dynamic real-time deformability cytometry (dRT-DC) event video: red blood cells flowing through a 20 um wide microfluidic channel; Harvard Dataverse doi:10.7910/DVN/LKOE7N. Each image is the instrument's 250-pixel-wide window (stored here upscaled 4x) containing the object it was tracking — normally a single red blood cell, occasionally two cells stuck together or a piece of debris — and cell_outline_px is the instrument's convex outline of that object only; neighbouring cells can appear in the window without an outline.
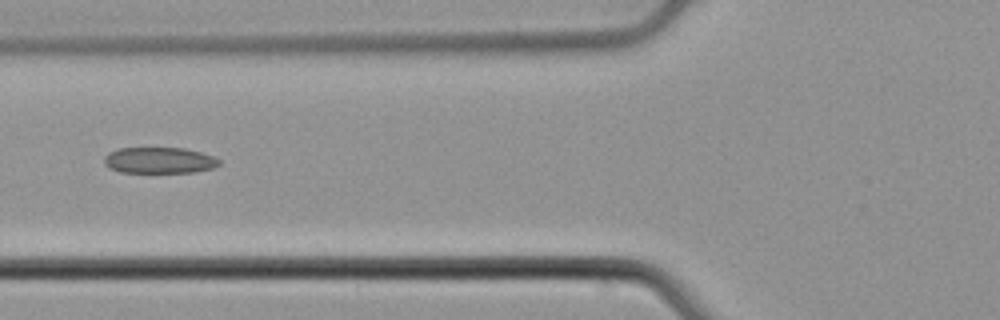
{"species": "common noctule bat (a hibernating species)", "species_latin": "Nyctalus noctula", "temperature_condition": "cold", "stored_images_in_passage": 5, "camera_frame_rate_fps": 3000, "um_per_image_px": 0.085, "animal": {"sex": "male", "body_mass_g": 21.5, "forearm_length_mm": 52.0}, "frame": {"image": 1, "passage_image": 4, "time_ms": 1.0, "image_size_px": [1000, 320], "cell_outline_px": [[220, 164], [212, 168], [192, 172], [120, 172], [108, 168], [104, 164], [104, 156], [108, 152], [120, 148], [184, 148], [200, 152], [212, 156], [220, 160]], "centroid_in_image_um": [13.49, 13.62], "position_along_channel_um": 112.3, "area_um2": 17.46}}
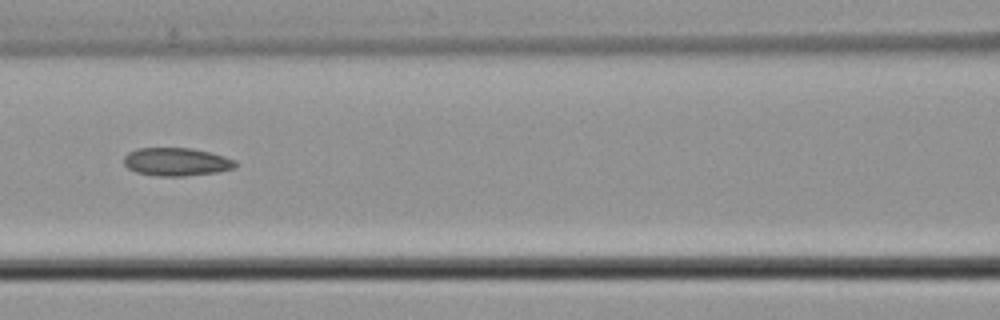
{"frame": {"image": 2, "passage_image": 5, "time_ms": 1.333, "image_size_px": [1000, 320], "cell_outline_px": [[236, 168], [216, 172], [184, 176], [160, 176], [136, 172], [128, 168], [124, 164], [124, 156], [128, 152], [136, 148], [192, 148], [224, 156], [236, 160]], "centroid_in_image_um": [14.99, 13.75], "position_along_channel_um": 151.6, "area_um2": 18.26}}